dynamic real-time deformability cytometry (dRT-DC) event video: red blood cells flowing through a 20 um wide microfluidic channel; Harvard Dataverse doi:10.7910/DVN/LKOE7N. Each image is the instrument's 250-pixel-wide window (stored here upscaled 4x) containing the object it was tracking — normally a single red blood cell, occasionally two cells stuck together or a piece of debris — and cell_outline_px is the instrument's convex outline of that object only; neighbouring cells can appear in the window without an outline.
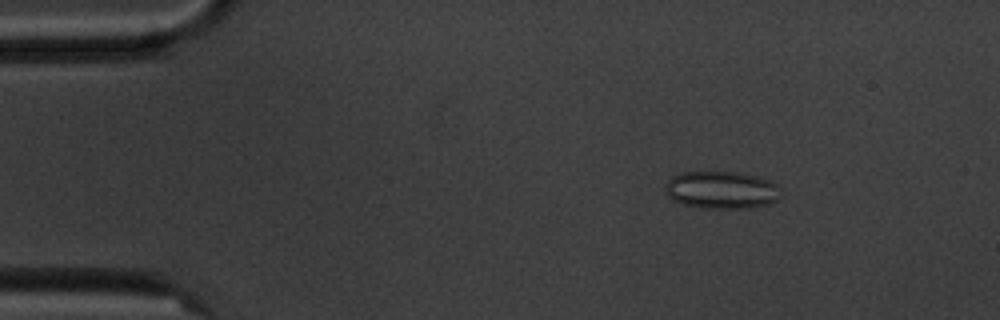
{"species": "common noctule bat (a hibernating species)", "species_latin": "Nyctalus noctula", "temperature_condition": "cold", "stored_images_in_passage": 5, "camera_frame_rate_fps": 3000, "um_per_image_px": 0.085, "animal": {"sex": "male", "body_mass_g": 20.1, "forearm_length_mm": 53.5}, "frame": {"image": 1, "passage_image": 2, "time_ms": 1.333, "image_size_px": [1000, 320], "cell_outline_px": [[780, 196], [776, 200], [768, 204], [748, 208], [704, 208], [684, 204], [672, 200], [664, 192], [664, 188], [668, 180], [672, 176], [680, 172], [740, 172], [772, 180], [780, 188]], "centroid_in_image_um": [61.32, 16.14], "position_along_channel_um": 23.7, "area_um2": 25.49}}
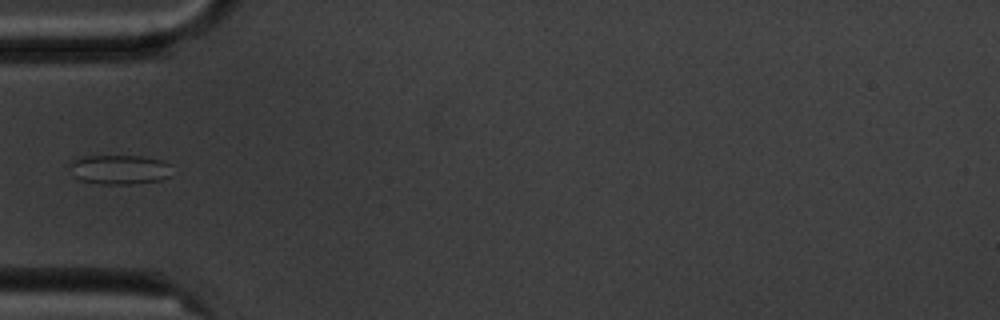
{"frame": {"image": 2, "passage_image": 5, "time_ms": 4.667, "image_size_px": [1000, 320], "cell_outline_px": [[172, 164], [168, 176], [160, 180], [132, 184], [100, 184], [80, 180], [72, 176], [72, 160], [88, 156], [144, 156], [164, 160]], "centroid_in_image_um": [10.2, 14.41], "position_along_channel_um": 74.8, "area_um2": 17.57}}